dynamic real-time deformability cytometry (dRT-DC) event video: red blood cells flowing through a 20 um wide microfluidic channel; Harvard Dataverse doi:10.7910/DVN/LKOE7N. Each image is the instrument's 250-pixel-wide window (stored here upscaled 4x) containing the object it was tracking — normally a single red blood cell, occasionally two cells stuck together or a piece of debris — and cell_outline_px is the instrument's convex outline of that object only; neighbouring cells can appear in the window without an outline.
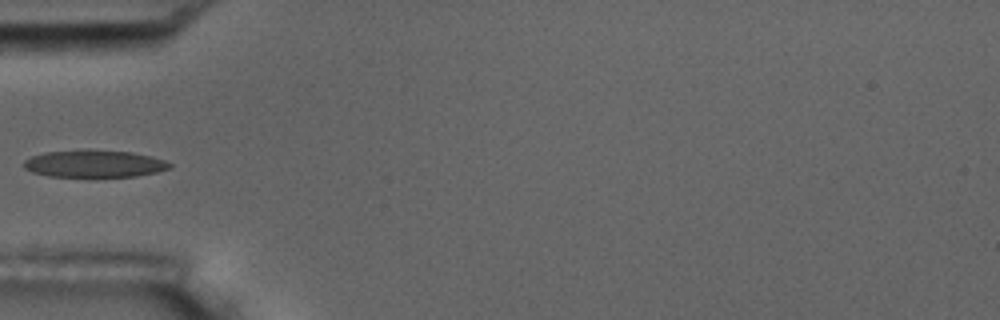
{"species": "common noctule bat (a hibernating species)", "species_latin": "Nyctalus noctula", "temperature_condition": "room temperature", "stored_images_in_passage": 5, "camera_frame_rate_fps": 3000, "um_per_image_px": 0.085, "animal": {"sex": "male", "body_mass_g": 17.5, "forearm_length_mm": 52.3}, "frame": {"image": 1, "passage_image": 5, "time_ms": 1.333, "image_size_px": [1000, 320], "cell_outline_px": [[172, 168], [156, 172], [136, 176], [96, 180], [48, 176], [32, 172], [24, 168], [24, 160], [32, 156], [44, 152], [132, 152], [152, 156], [164, 160], [172, 164]], "centroid_in_image_um": [8.04, 14.01], "position_along_channel_um": 77.0, "area_um2": 23.47}}